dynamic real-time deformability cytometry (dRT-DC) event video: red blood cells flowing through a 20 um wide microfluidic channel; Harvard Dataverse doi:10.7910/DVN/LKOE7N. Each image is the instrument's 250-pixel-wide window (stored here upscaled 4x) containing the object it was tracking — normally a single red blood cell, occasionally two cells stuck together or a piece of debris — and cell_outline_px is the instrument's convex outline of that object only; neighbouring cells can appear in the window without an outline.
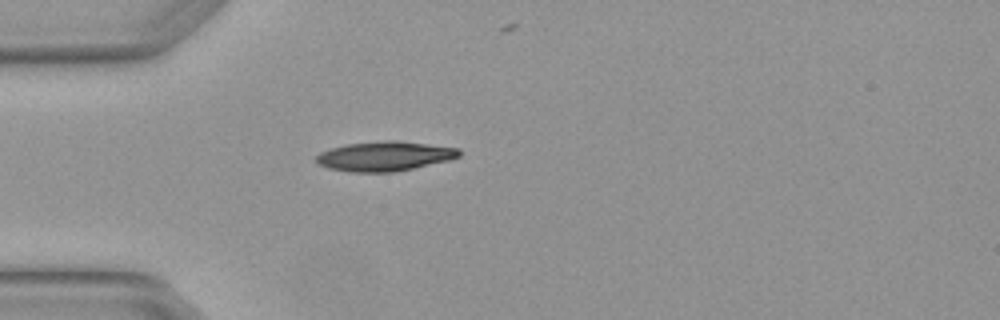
{"species": "Egyptian fruit bat (a non-hibernating species)", "species_latin": "Rousettus aegyptiacus", "temperature_condition": "warm", "stored_images_in_passage": 2, "camera_frame_rate_fps": 3000, "um_per_image_px": 0.085, "animal": {"sex": "female"}, "frame": {"image": 1, "passage_image": 1, "time_ms": 0.0, "image_size_px": [1000, 320], "cell_outline_px": [[460, 156], [448, 160], [412, 168], [392, 172], [348, 172], [328, 168], [316, 164], [316, 156], [320, 152], [332, 148], [348, 144], [384, 140], [396, 140], [460, 148]], "centroid_in_image_um": [32.66, 13.27], "position_along_channel_um": 52.3, "area_um2": 24.57}}